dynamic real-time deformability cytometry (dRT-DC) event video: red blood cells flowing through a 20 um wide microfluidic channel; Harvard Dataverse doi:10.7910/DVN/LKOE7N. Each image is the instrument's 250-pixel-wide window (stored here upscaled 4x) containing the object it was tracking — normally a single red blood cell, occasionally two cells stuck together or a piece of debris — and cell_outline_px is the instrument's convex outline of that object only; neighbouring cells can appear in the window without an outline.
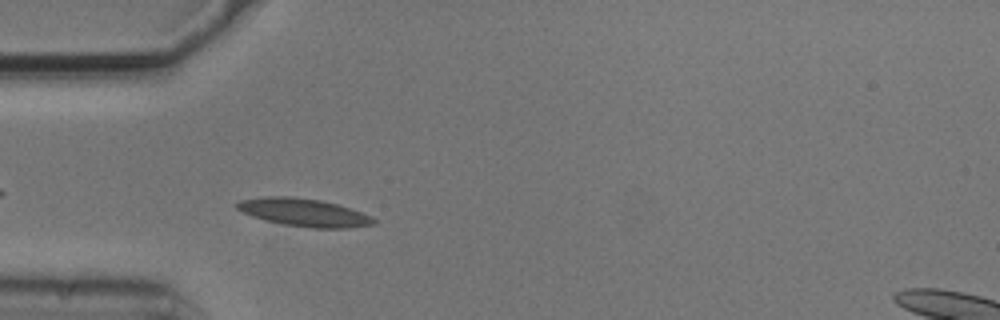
{"species": "common noctule bat (a hibernating species)", "species_latin": "Nyctalus noctula", "temperature_condition": "cold", "stored_images_in_passage": 42, "camera_frame_rate_fps": 3000, "um_per_image_px": 0.085, "animal": {"sex": "male", "body_mass_g": 20.5, "forearm_length_mm": 52.5}, "frame": {"image": 1, "passage_image": 4, "time_ms": 1.0, "image_size_px": [1000, 320], "cell_outline_px": [[376, 224], [348, 228], [312, 228], [284, 224], [252, 216], [236, 208], [236, 204], [240, 200], [264, 196], [288, 196], [320, 200], [336, 204], [372, 216], [376, 220]], "centroid_in_image_um": [25.85, 18.06], "position_along_channel_um": 59.1, "area_um2": 21.91}}
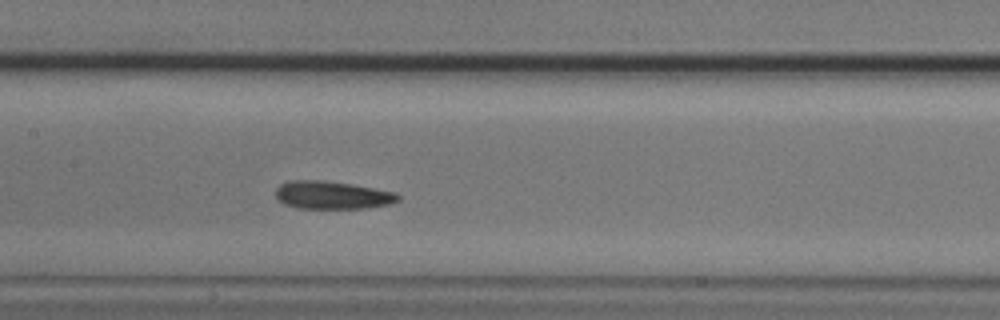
{"frame": {"image": 2, "passage_image": 14, "time_ms": 4.333, "image_size_px": [1000, 320], "cell_outline_px": [[400, 200], [392, 204], [364, 208], [296, 208], [284, 204], [276, 196], [276, 188], [280, 184], [292, 180], [324, 180], [352, 184], [396, 192], [400, 196]], "centroid_in_image_um": [28.26, 16.58], "position_along_channel_um": 179.1, "area_um2": 20.0}}
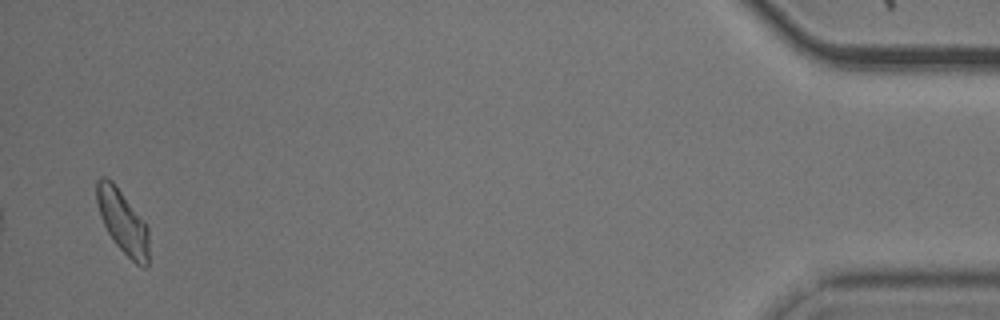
{"frame": {"image": 3, "passage_image": 41, "time_ms": 13.333, "image_size_px": [1000, 320], "cell_outline_px": [[148, 268], [144, 268], [136, 264], [116, 244], [108, 232], [100, 216], [96, 200], [96, 180], [100, 176], [104, 176], [112, 180], [144, 220], [148, 228]], "centroid_in_image_um": [10.42, 18.82], "position_along_channel_um": 424.8, "area_um2": 19.31}, "authors_computed_cell_mechanics": {"area_um2": 19.4786, "velocity_mm_per_s": 3.6828, "shape_relaxation_time_tau1_ms": 7.7615, "shape_relaxation_time_tau2_ms": 9.5116, "deformation_change_tau1": 0.1132, "deformation_change_tau2": 0.1924}}